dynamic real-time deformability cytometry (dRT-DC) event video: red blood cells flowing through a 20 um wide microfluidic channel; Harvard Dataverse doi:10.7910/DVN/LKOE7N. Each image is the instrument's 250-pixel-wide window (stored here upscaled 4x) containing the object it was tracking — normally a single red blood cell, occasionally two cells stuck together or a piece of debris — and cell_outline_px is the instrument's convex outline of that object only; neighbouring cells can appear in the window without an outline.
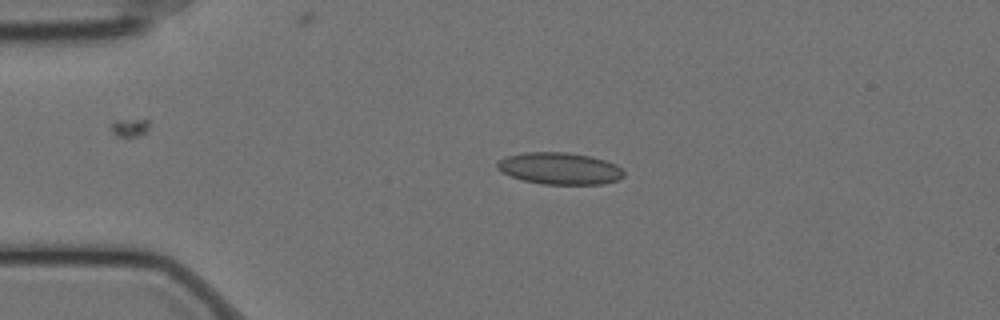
{"species": "Egyptian fruit bat (a non-hibernating species)", "species_latin": "Rousettus aegyptiacus", "temperature_condition": "cold", "stored_images_in_passage": 46, "camera_frame_rate_fps": 3000, "um_per_image_px": 0.085, "animal": {"sex": "female"}, "frame": {"image": 1, "passage_image": 1, "time_ms": 0.0, "image_size_px": [1000, 320], "cell_outline_px": [[624, 176], [620, 180], [604, 184], [544, 184], [524, 180], [500, 172], [496, 168], [496, 164], [500, 160], [508, 156], [524, 152], [568, 152], [588, 156], [604, 160], [616, 164], [624, 172]], "centroid_in_image_um": [47.59, 14.32], "position_along_channel_um": 37.4, "area_um2": 23.47}}
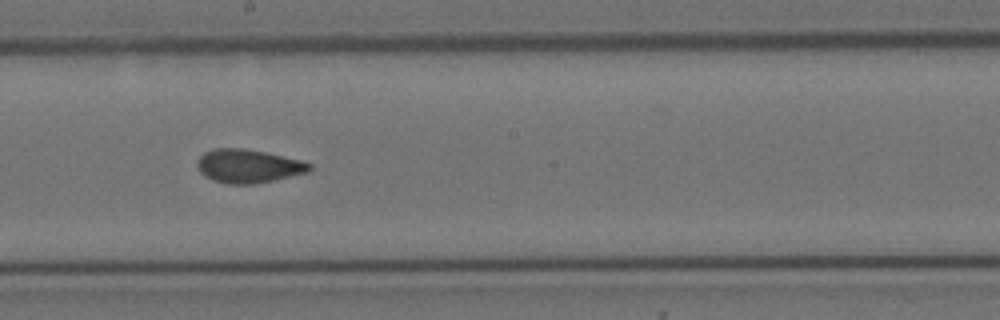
{"frame": {"image": 2, "passage_image": 20, "time_ms": 6.333, "image_size_px": [1000, 320], "cell_outline_px": [[312, 168], [308, 172], [276, 180], [252, 184], [228, 184], [212, 180], [204, 176], [200, 172], [196, 164], [196, 160], [204, 152], [212, 148], [244, 148], [264, 152], [300, 160], [312, 164]], "centroid_in_image_um": [21.07, 14.12], "position_along_channel_um": 227.1, "area_um2": 22.08}}
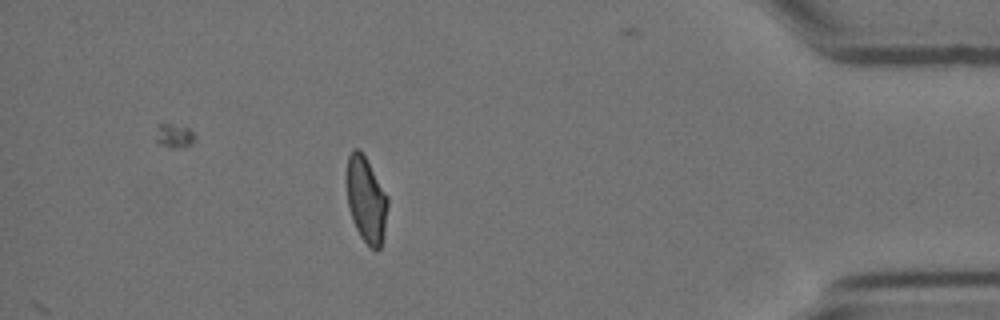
{"frame": {"image": 3, "passage_image": 39, "time_ms": 12.667, "image_size_px": [1000, 320], "cell_outline_px": [[388, 204], [384, 228], [380, 248], [372, 248], [360, 236], [352, 220], [348, 204], [344, 180], [348, 156], [352, 148], [360, 148], [388, 196]], "centroid_in_image_um": [31.07, 16.88], "position_along_channel_um": 404.1, "area_um2": 20.69}, "authors_computed_cell_mechanics": {"area_um2": 21.7328, "velocity_mm_per_s": 3.5039, "shape_relaxation_time_tau1_ms": null, "shape_relaxation_time_tau2_ms": 2.1112, "deformation_change_tau1": null, "deformation_change_tau2": 0.0836}}